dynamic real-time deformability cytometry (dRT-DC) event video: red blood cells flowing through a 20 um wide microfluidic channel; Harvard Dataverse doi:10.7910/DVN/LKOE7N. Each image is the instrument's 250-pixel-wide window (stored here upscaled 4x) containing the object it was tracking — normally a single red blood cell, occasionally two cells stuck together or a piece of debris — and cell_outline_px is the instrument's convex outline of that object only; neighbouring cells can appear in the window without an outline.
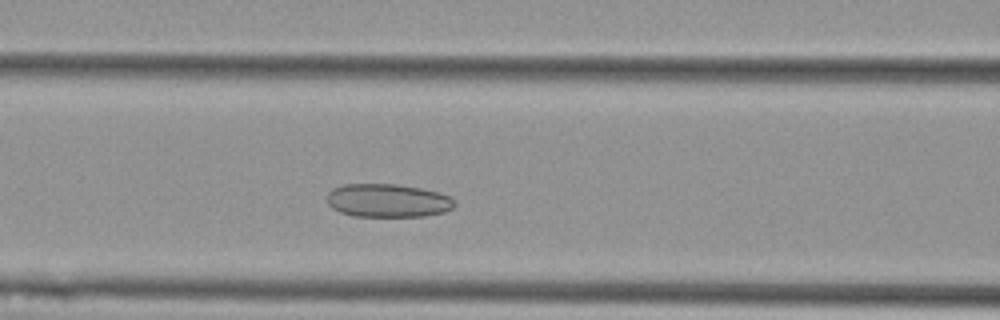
{"species": "Egyptian fruit bat (a non-hibernating species)", "species_latin": "Rousettus aegyptiacus", "temperature_condition": "cold", "stored_images_in_passage": 32, "camera_frame_rate_fps": 3000, "um_per_image_px": 0.085, "animal": {"sex": "female"}, "frame": {"image": 1, "passage_image": 7, "time_ms": 2.0, "image_size_px": [1000, 320], "cell_outline_px": [[456, 204], [452, 208], [444, 212], [424, 216], [352, 216], [340, 212], [332, 208], [328, 204], [328, 192], [332, 188], [344, 184], [396, 184], [420, 188], [452, 196], [456, 200]], "centroid_in_image_um": [32.97, 17.04], "position_along_channel_um": 133.6, "area_um2": 24.91}}
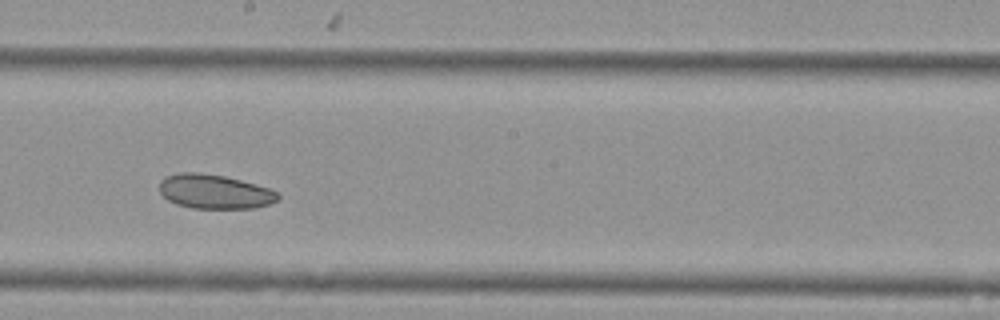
{"frame": {"image": 2, "passage_image": 15, "time_ms": 4.667, "image_size_px": [1000, 320], "cell_outline_px": [[280, 200], [256, 208], [192, 208], [176, 204], [168, 200], [160, 192], [160, 180], [164, 176], [180, 172], [196, 172], [224, 176], [240, 180], [268, 188], [276, 192], [280, 196]], "centroid_in_image_um": [18.22, 16.29], "position_along_channel_um": 230.0, "area_um2": 23.64}}
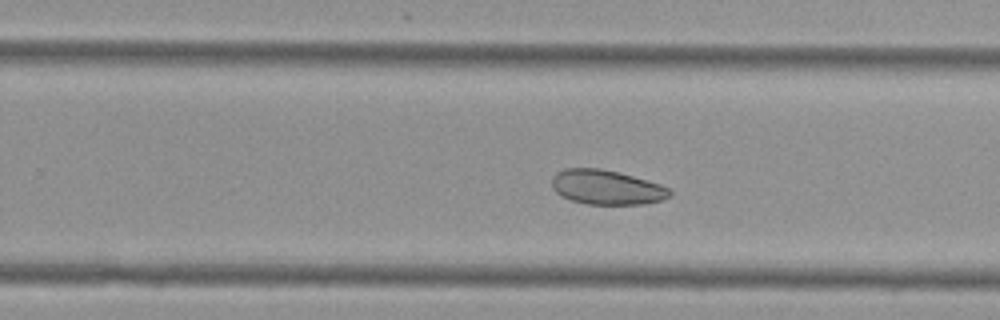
{"frame": {"image": 3, "passage_image": 19, "time_ms": 6.0, "image_size_px": [1000, 320], "cell_outline_px": [[672, 196], [660, 200], [644, 204], [588, 204], [572, 200], [560, 196], [552, 188], [552, 180], [556, 172], [564, 168], [600, 168], [620, 172], [660, 184], [668, 188], [672, 192]], "centroid_in_image_um": [51.55, 15.91], "position_along_channel_um": 278.2, "area_um2": 23.81}, "authors_computed_cell_mechanics": {"area_um2": 24.7673, "velocity_mm_per_s": 3.634, "shape_relaxation_time_tau1_ms": null, "shape_relaxation_time_tau2_ms": 4.6851, "deformation_change_tau1": null, "deformation_change_tau2": 0.0756}}